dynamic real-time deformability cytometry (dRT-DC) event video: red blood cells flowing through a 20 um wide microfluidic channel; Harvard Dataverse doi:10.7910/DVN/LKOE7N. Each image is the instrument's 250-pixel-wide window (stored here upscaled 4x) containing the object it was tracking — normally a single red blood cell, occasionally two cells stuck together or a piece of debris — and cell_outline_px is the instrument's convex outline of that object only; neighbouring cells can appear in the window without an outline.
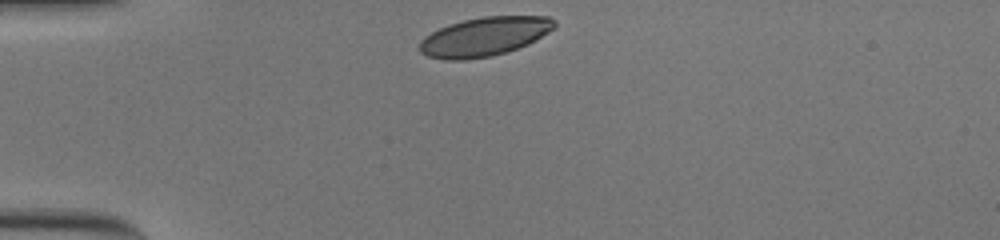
{"species": "human", "species_latin": "Homo sapiens", "temperature_condition": "cold", "stored_images_in_passage": 32, "camera_frame_rate_fps": 3000, "um_per_image_px": 0.085, "donor": {"sex": "male"}, "frame": {"image": 1, "passage_image": 1, "time_ms": 0.0, "image_size_px": [1000, 240], "cell_outline_px": [[556, 24], [548, 32], [516, 48], [504, 52], [488, 56], [460, 60], [448, 60], [428, 56], [420, 52], [420, 40], [432, 32], [440, 28], [464, 20], [484, 16], [548, 16], [556, 20]], "centroid_in_image_um": [41.15, 3.1], "position_along_channel_um": 43.8, "area_um2": 29.82}}
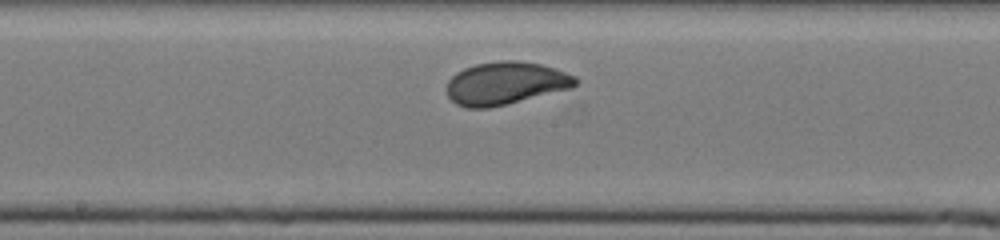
{"frame": {"image": 2, "passage_image": 17, "time_ms": 5.333, "image_size_px": [1000, 240], "cell_outline_px": [[576, 84], [572, 88], [488, 108], [468, 108], [456, 104], [448, 96], [448, 80], [456, 72], [464, 68], [476, 64], [504, 60], [512, 60], [540, 64], [576, 76]], "centroid_in_image_um": [42.94, 7.08], "position_along_channel_um": 205.3, "area_um2": 31.62}}
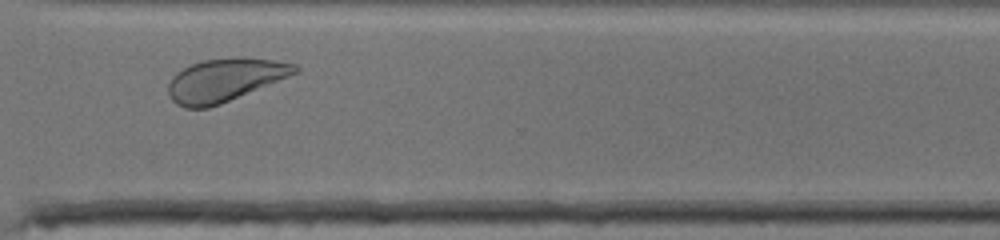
{"frame": {"image": 3, "passage_image": 29, "time_ms": 9.333, "image_size_px": [1000, 240], "cell_outline_px": [[300, 68], [296, 72], [288, 76], [220, 104], [208, 108], [184, 108], [176, 104], [172, 100], [168, 92], [168, 84], [172, 76], [176, 72], [192, 64], [204, 60], [272, 60], [296, 64]], "centroid_in_image_um": [19.02, 6.85], "position_along_channel_um": 351.6, "area_um2": 30.46}, "authors_computed_cell_mechanics": {"area_um2": 30.9519, "velocity_mm_per_s": 3.6414, "shape_relaxation_time_tau1_ms": 3.8919, "shape_relaxation_time_tau2_ms": null, "deformation_change_tau1": 0.1591, "deformation_change_tau2": null}}